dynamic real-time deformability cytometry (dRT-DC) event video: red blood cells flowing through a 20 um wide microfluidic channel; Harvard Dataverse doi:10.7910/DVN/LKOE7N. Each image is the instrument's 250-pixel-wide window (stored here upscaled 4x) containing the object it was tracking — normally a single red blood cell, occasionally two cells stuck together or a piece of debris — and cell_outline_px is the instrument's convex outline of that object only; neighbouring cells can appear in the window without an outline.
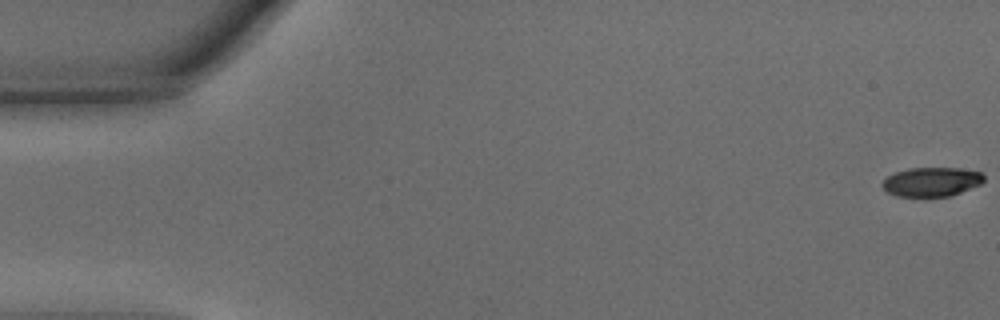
{"species": "common noctule bat (a hibernating species)", "species_latin": "Nyctalus noctula", "temperature_condition": "warm", "stored_images_in_passage": 7, "camera_frame_rate_fps": 3000, "um_per_image_px": 0.085, "animal": {"sex": "male", "body_mass_g": 15.6}, "frame": {"image": 1, "passage_image": 1, "time_ms": 0.0, "image_size_px": [1000, 320], "cell_outline_px": [[984, 180], [980, 184], [960, 192], [948, 196], [896, 196], [888, 192], [880, 184], [888, 176], [896, 172], [908, 168], [960, 168], [980, 172], [984, 176]], "centroid_in_image_um": [79.17, 15.44], "position_along_channel_um": 5.8, "area_um2": 17.05}}